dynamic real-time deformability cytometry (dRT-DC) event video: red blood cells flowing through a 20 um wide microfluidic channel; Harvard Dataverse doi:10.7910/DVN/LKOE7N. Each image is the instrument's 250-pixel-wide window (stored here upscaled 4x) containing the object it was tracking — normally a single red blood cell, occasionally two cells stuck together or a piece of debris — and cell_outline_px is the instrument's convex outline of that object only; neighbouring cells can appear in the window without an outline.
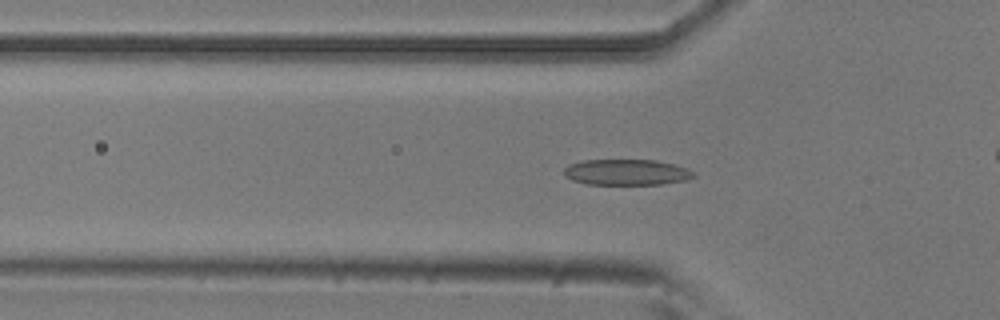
{"species": "common noctule bat (a hibernating species)", "species_latin": "Nyctalus noctula", "temperature_condition": "room temperature", "stored_images_in_passage": 54, "camera_frame_rate_fps": 3000, "um_per_image_px": 0.085, "animal": {"sex": "male", "body_mass_g": 20.5, "forearm_length_mm": 52.5}, "frame": {"image": 1, "passage_image": 17, "time_ms": 5.333, "image_size_px": [1000, 320], "cell_outline_px": [[696, 176], [688, 180], [660, 184], [584, 184], [572, 180], [564, 176], [564, 168], [568, 164], [584, 160], [656, 160], [688, 168], [696, 172]], "centroid_in_image_um": [53.27, 14.64], "position_along_channel_um": 72.5, "area_um2": 19.71}}
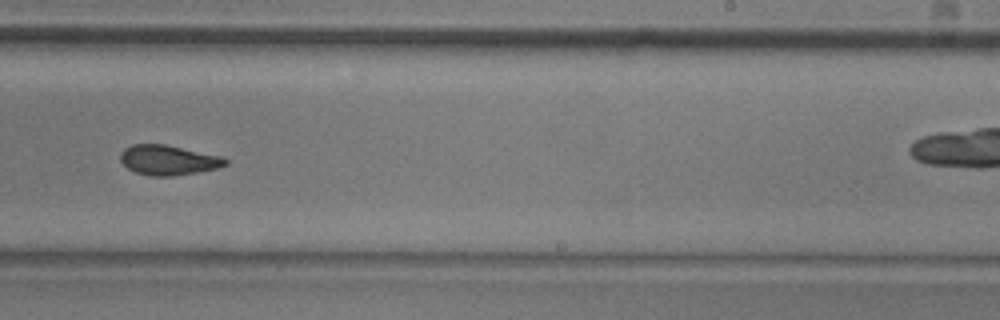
{"frame": {"image": 2, "passage_image": 33, "time_ms": 10.667, "image_size_px": [1000, 320], "cell_outline_px": [[228, 164], [216, 168], [196, 172], [172, 176], [152, 176], [136, 172], [128, 168], [120, 160], [120, 152], [124, 148], [132, 144], [164, 144], [224, 156], [228, 160]], "centroid_in_image_um": [14.31, 13.59], "position_along_channel_um": 274.7, "area_um2": 18.32}}
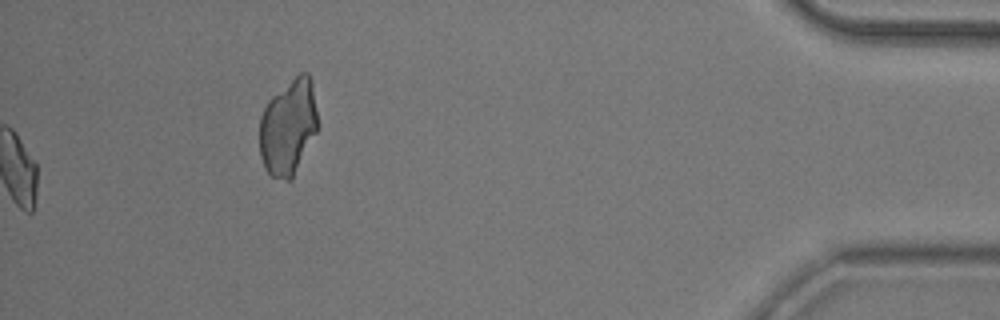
{"frame": {"image": 3, "passage_image": 54, "time_ms": 17.667, "image_size_px": [1000, 320], "cell_outline_px": [[316, 132], [292, 180], [288, 180], [272, 176], [264, 168], [260, 156], [260, 116], [268, 100], [272, 96], [300, 72], [308, 72], [312, 84], [316, 112]], "centroid_in_image_um": [24.48, 10.81], "position_along_channel_um": 410.7, "area_um2": 32.14}, "authors_computed_cell_mechanics": {"area_um2": 18.6405, "velocity_mm_per_s": 3.7725, "shape_relaxation_time_tau1_ms": 10.3476, "shape_relaxation_time_tau2_ms": 2.8404, "deformation_change_tau1": 0.2301, "deformation_change_tau2": 0.0898}}